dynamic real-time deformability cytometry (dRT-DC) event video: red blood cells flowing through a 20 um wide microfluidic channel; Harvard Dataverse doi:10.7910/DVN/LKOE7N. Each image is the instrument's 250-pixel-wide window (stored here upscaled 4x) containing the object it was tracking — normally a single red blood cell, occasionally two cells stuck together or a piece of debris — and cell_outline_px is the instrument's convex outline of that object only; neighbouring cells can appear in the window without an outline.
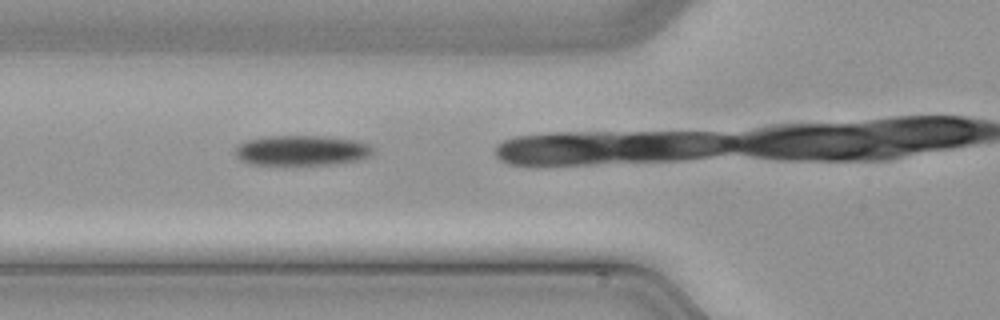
{"species": "common noctule bat (a hibernating species)", "species_latin": "Nyctalus noctula", "temperature_condition": "cold", "stored_images_in_passage": 8, "camera_frame_rate_fps": 3000, "um_per_image_px": 0.085, "animal": {"sex": "male", "body_mass_g": 21.5, "forearm_length_mm": 52.0}, "frame": {"image": 1, "passage_image": 7, "time_ms": 2.0, "image_size_px": [1000, 320], "cell_outline_px": [[372, 152], [368, 156], [356, 160], [332, 164], [252, 164], [240, 160], [236, 156], [236, 148], [240, 144], [248, 140], [268, 136], [324, 136], [360, 140], [368, 144], [372, 148]], "centroid_in_image_um": [25.66, 12.77], "position_along_channel_um": 100.1, "area_um2": 23.93}}